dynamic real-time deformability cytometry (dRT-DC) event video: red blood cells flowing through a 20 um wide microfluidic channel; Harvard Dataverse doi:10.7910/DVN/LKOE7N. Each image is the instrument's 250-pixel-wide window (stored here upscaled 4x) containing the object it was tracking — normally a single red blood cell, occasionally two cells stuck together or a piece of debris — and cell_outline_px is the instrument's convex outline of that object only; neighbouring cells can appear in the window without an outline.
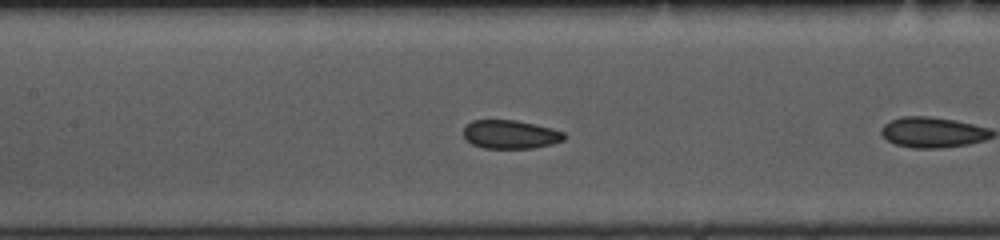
{"species": "common noctule bat (a hibernating species)", "species_latin": "Nyctalus noctula", "temperature_condition": "cold", "stored_images_in_passage": 14, "camera_frame_rate_fps": 3000, "um_per_image_px": 0.085, "animal": {"sex": "female", "body_mass_g": 10.0, "forearm_length_mm": 53.1}, "frame": {"image": 1, "passage_image": 7, "time_ms": 2.0, "image_size_px": [1000, 240], "cell_outline_px": [[568, 136], [564, 140], [552, 144], [532, 148], [484, 148], [472, 144], [464, 140], [464, 124], [472, 120], [516, 120], [536, 124], [552, 128], [564, 132]], "centroid_in_image_um": [43.38, 11.42], "position_along_channel_um": 164.0, "area_um2": 17.05}}
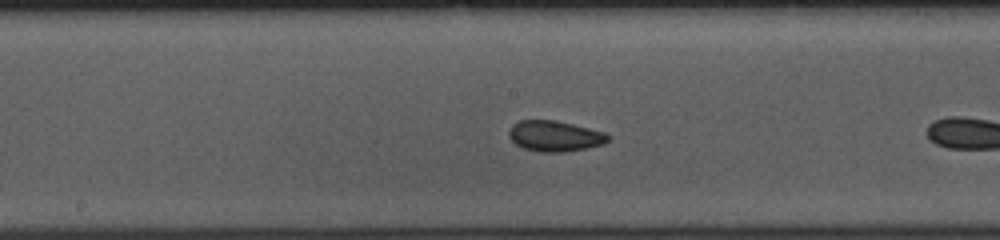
{"frame": {"image": 2, "passage_image": 10, "time_ms": 3.0, "image_size_px": [1000, 240], "cell_outline_px": [[608, 140], [604, 144], [588, 148], [564, 152], [540, 152], [524, 148], [516, 144], [508, 136], [508, 132], [512, 124], [520, 120], [552, 120], [572, 124], [604, 132], [608, 136]], "centroid_in_image_um": [47.13, 11.57], "position_along_channel_um": 201.1, "area_um2": 17.63}}